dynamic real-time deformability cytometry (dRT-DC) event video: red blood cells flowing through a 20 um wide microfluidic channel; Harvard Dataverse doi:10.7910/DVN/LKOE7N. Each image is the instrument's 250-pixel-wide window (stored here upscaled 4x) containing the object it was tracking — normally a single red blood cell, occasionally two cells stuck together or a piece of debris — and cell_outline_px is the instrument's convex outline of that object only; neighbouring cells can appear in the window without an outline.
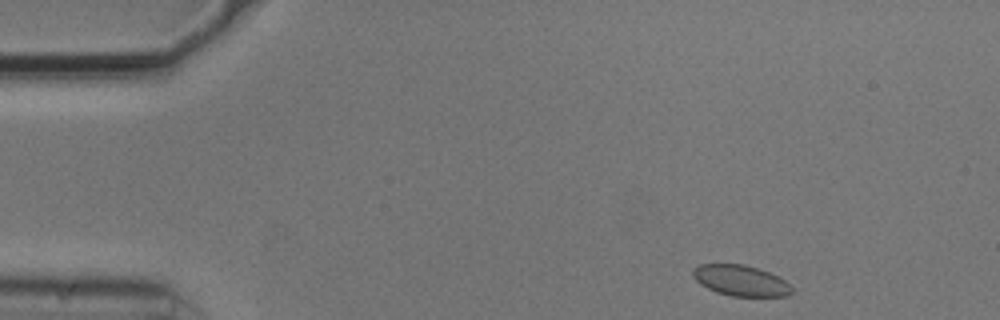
{"species": "common noctule bat (a hibernating species)", "species_latin": "Nyctalus noctula", "temperature_condition": "cold", "stored_images_in_passage": 47, "camera_frame_rate_fps": 3000, "um_per_image_px": 0.085, "animal": {"sex": "male", "body_mass_g": 20.5, "forearm_length_mm": 52.5}, "frame": {"image": 1, "passage_image": 1, "time_ms": 0.0, "image_size_px": [1000, 320], "cell_outline_px": [[792, 292], [788, 296], [732, 296], [716, 292], [700, 284], [692, 276], [692, 268], [700, 264], [744, 264], [768, 272], [784, 280], [792, 288]], "centroid_in_image_um": [62.92, 23.84], "position_along_channel_um": 22.1, "area_um2": 17.63}}
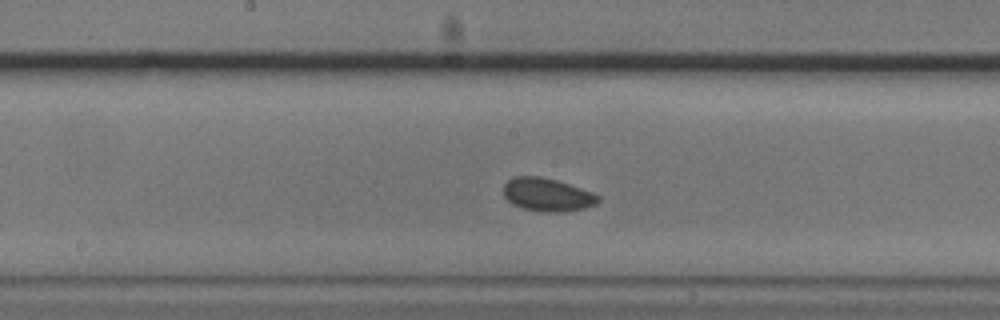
{"frame": {"image": 2, "passage_image": 22, "time_ms": 7.0, "image_size_px": [1000, 320], "cell_outline_px": [[600, 200], [596, 204], [584, 208], [564, 212], [548, 212], [520, 208], [512, 204], [504, 196], [504, 184], [508, 180], [516, 176], [540, 176], [556, 180], [592, 192], [600, 196]], "centroid_in_image_um": [46.51, 16.55], "position_along_channel_um": 201.7, "area_um2": 18.26}}
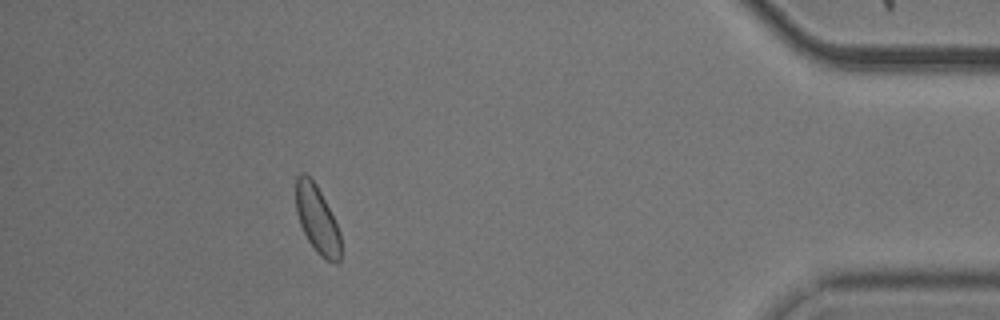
{"frame": {"image": 3, "passage_image": 43, "time_ms": 14.0, "image_size_px": [1000, 320], "cell_outline_px": [[340, 260], [336, 264], [320, 256], [316, 252], [308, 240], [300, 224], [296, 212], [296, 176], [300, 172], [304, 172], [316, 184], [340, 232]], "centroid_in_image_um": [26.94, 18.65], "position_along_channel_um": 408.3, "area_um2": 17.4}}